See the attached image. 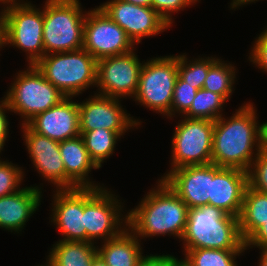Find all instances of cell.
<instances>
[{
    "mask_svg": "<svg viewBox=\"0 0 267 266\" xmlns=\"http://www.w3.org/2000/svg\"><path fill=\"white\" fill-rule=\"evenodd\" d=\"M253 106L245 103L230 118L222 116L214 121L212 164L250 170L253 160L267 145V122L259 124Z\"/></svg>",
    "mask_w": 267,
    "mask_h": 266,
    "instance_id": "1",
    "label": "cell"
},
{
    "mask_svg": "<svg viewBox=\"0 0 267 266\" xmlns=\"http://www.w3.org/2000/svg\"><path fill=\"white\" fill-rule=\"evenodd\" d=\"M158 180L157 188L150 189L135 209L127 211V226L140 239L167 234L181 240L187 223V204L163 179Z\"/></svg>",
    "mask_w": 267,
    "mask_h": 266,
    "instance_id": "2",
    "label": "cell"
},
{
    "mask_svg": "<svg viewBox=\"0 0 267 266\" xmlns=\"http://www.w3.org/2000/svg\"><path fill=\"white\" fill-rule=\"evenodd\" d=\"M181 241L184 253L189 249L203 248L247 250L241 237L239 219L209 205L188 209Z\"/></svg>",
    "mask_w": 267,
    "mask_h": 266,
    "instance_id": "3",
    "label": "cell"
},
{
    "mask_svg": "<svg viewBox=\"0 0 267 266\" xmlns=\"http://www.w3.org/2000/svg\"><path fill=\"white\" fill-rule=\"evenodd\" d=\"M35 65L66 97L97 84V60L84 48L44 55Z\"/></svg>",
    "mask_w": 267,
    "mask_h": 266,
    "instance_id": "4",
    "label": "cell"
},
{
    "mask_svg": "<svg viewBox=\"0 0 267 266\" xmlns=\"http://www.w3.org/2000/svg\"><path fill=\"white\" fill-rule=\"evenodd\" d=\"M80 0H46L43 9L45 55L83 48L86 11ZM84 13V14H83Z\"/></svg>",
    "mask_w": 267,
    "mask_h": 266,
    "instance_id": "5",
    "label": "cell"
},
{
    "mask_svg": "<svg viewBox=\"0 0 267 266\" xmlns=\"http://www.w3.org/2000/svg\"><path fill=\"white\" fill-rule=\"evenodd\" d=\"M10 112L21 115L22 124L34 116L59 104L66 96L45 79L35 64L19 71L9 90L5 92Z\"/></svg>",
    "mask_w": 267,
    "mask_h": 266,
    "instance_id": "6",
    "label": "cell"
},
{
    "mask_svg": "<svg viewBox=\"0 0 267 266\" xmlns=\"http://www.w3.org/2000/svg\"><path fill=\"white\" fill-rule=\"evenodd\" d=\"M18 1V2H17ZM6 0L3 4L5 16V45L26 52L28 65L36 64L44 55L43 10L30 2Z\"/></svg>",
    "mask_w": 267,
    "mask_h": 266,
    "instance_id": "7",
    "label": "cell"
},
{
    "mask_svg": "<svg viewBox=\"0 0 267 266\" xmlns=\"http://www.w3.org/2000/svg\"><path fill=\"white\" fill-rule=\"evenodd\" d=\"M178 77V55L151 58L143 63L134 101L170 118L173 91Z\"/></svg>",
    "mask_w": 267,
    "mask_h": 266,
    "instance_id": "8",
    "label": "cell"
},
{
    "mask_svg": "<svg viewBox=\"0 0 267 266\" xmlns=\"http://www.w3.org/2000/svg\"><path fill=\"white\" fill-rule=\"evenodd\" d=\"M115 196L106 187L84 188L86 242L97 243L95 239L105 242L119 236L128 228L127 213H121L124 212L123 204Z\"/></svg>",
    "mask_w": 267,
    "mask_h": 266,
    "instance_id": "9",
    "label": "cell"
},
{
    "mask_svg": "<svg viewBox=\"0 0 267 266\" xmlns=\"http://www.w3.org/2000/svg\"><path fill=\"white\" fill-rule=\"evenodd\" d=\"M171 141L170 171L184 166L212 163L214 121L183 117Z\"/></svg>",
    "mask_w": 267,
    "mask_h": 266,
    "instance_id": "10",
    "label": "cell"
},
{
    "mask_svg": "<svg viewBox=\"0 0 267 266\" xmlns=\"http://www.w3.org/2000/svg\"><path fill=\"white\" fill-rule=\"evenodd\" d=\"M134 46L126 32L100 7L86 13L83 48L96 60L129 53Z\"/></svg>",
    "mask_w": 267,
    "mask_h": 266,
    "instance_id": "11",
    "label": "cell"
},
{
    "mask_svg": "<svg viewBox=\"0 0 267 266\" xmlns=\"http://www.w3.org/2000/svg\"><path fill=\"white\" fill-rule=\"evenodd\" d=\"M135 53L133 50L97 60V94L119 99L136 95L143 62Z\"/></svg>",
    "mask_w": 267,
    "mask_h": 266,
    "instance_id": "12",
    "label": "cell"
},
{
    "mask_svg": "<svg viewBox=\"0 0 267 266\" xmlns=\"http://www.w3.org/2000/svg\"><path fill=\"white\" fill-rule=\"evenodd\" d=\"M80 131L108 129L123 136L128 130L140 126L141 121L131 117L122 108L119 98L95 93L78 103Z\"/></svg>",
    "mask_w": 267,
    "mask_h": 266,
    "instance_id": "13",
    "label": "cell"
},
{
    "mask_svg": "<svg viewBox=\"0 0 267 266\" xmlns=\"http://www.w3.org/2000/svg\"><path fill=\"white\" fill-rule=\"evenodd\" d=\"M99 7L126 32L134 44L170 28L152 7L138 6L123 0H110Z\"/></svg>",
    "mask_w": 267,
    "mask_h": 266,
    "instance_id": "14",
    "label": "cell"
},
{
    "mask_svg": "<svg viewBox=\"0 0 267 266\" xmlns=\"http://www.w3.org/2000/svg\"><path fill=\"white\" fill-rule=\"evenodd\" d=\"M215 164L184 166L164 173L163 179L187 204L188 209L206 206L211 197V179L221 169Z\"/></svg>",
    "mask_w": 267,
    "mask_h": 266,
    "instance_id": "15",
    "label": "cell"
},
{
    "mask_svg": "<svg viewBox=\"0 0 267 266\" xmlns=\"http://www.w3.org/2000/svg\"><path fill=\"white\" fill-rule=\"evenodd\" d=\"M53 198L49 218L64 237L61 240L86 242L84 188L56 189Z\"/></svg>",
    "mask_w": 267,
    "mask_h": 266,
    "instance_id": "16",
    "label": "cell"
},
{
    "mask_svg": "<svg viewBox=\"0 0 267 266\" xmlns=\"http://www.w3.org/2000/svg\"><path fill=\"white\" fill-rule=\"evenodd\" d=\"M22 129L26 149L37 172L56 189H65V167L59 142L32 131L26 124H22Z\"/></svg>",
    "mask_w": 267,
    "mask_h": 266,
    "instance_id": "17",
    "label": "cell"
},
{
    "mask_svg": "<svg viewBox=\"0 0 267 266\" xmlns=\"http://www.w3.org/2000/svg\"><path fill=\"white\" fill-rule=\"evenodd\" d=\"M26 125L34 132L61 142L80 136L78 102L72 97L34 116Z\"/></svg>",
    "mask_w": 267,
    "mask_h": 266,
    "instance_id": "18",
    "label": "cell"
},
{
    "mask_svg": "<svg viewBox=\"0 0 267 266\" xmlns=\"http://www.w3.org/2000/svg\"><path fill=\"white\" fill-rule=\"evenodd\" d=\"M248 185L247 171L222 167L211 179V197L208 205L238 218Z\"/></svg>",
    "mask_w": 267,
    "mask_h": 266,
    "instance_id": "19",
    "label": "cell"
},
{
    "mask_svg": "<svg viewBox=\"0 0 267 266\" xmlns=\"http://www.w3.org/2000/svg\"><path fill=\"white\" fill-rule=\"evenodd\" d=\"M42 196L40 187L26 186L13 194L0 197V228L21 232L41 204Z\"/></svg>",
    "mask_w": 267,
    "mask_h": 266,
    "instance_id": "20",
    "label": "cell"
},
{
    "mask_svg": "<svg viewBox=\"0 0 267 266\" xmlns=\"http://www.w3.org/2000/svg\"><path fill=\"white\" fill-rule=\"evenodd\" d=\"M59 149L65 167V189L103 187L88 177L91 169L99 168L91 160L81 136L59 142Z\"/></svg>",
    "mask_w": 267,
    "mask_h": 266,
    "instance_id": "21",
    "label": "cell"
},
{
    "mask_svg": "<svg viewBox=\"0 0 267 266\" xmlns=\"http://www.w3.org/2000/svg\"><path fill=\"white\" fill-rule=\"evenodd\" d=\"M140 239L126 228L119 236L101 242L97 254L107 266H138L145 257L142 253Z\"/></svg>",
    "mask_w": 267,
    "mask_h": 266,
    "instance_id": "22",
    "label": "cell"
},
{
    "mask_svg": "<svg viewBox=\"0 0 267 266\" xmlns=\"http://www.w3.org/2000/svg\"><path fill=\"white\" fill-rule=\"evenodd\" d=\"M52 246L44 266H91L98 255L92 242L59 240Z\"/></svg>",
    "mask_w": 267,
    "mask_h": 266,
    "instance_id": "23",
    "label": "cell"
},
{
    "mask_svg": "<svg viewBox=\"0 0 267 266\" xmlns=\"http://www.w3.org/2000/svg\"><path fill=\"white\" fill-rule=\"evenodd\" d=\"M238 219L241 237L245 242L267 221V194L248 185Z\"/></svg>",
    "mask_w": 267,
    "mask_h": 266,
    "instance_id": "24",
    "label": "cell"
},
{
    "mask_svg": "<svg viewBox=\"0 0 267 266\" xmlns=\"http://www.w3.org/2000/svg\"><path fill=\"white\" fill-rule=\"evenodd\" d=\"M85 148L91 160L100 168L115 150L117 141L121 135L108 129L98 128L92 131H80Z\"/></svg>",
    "mask_w": 267,
    "mask_h": 266,
    "instance_id": "25",
    "label": "cell"
},
{
    "mask_svg": "<svg viewBox=\"0 0 267 266\" xmlns=\"http://www.w3.org/2000/svg\"><path fill=\"white\" fill-rule=\"evenodd\" d=\"M245 250H222V249H189L180 259L182 266H238L237 255H242Z\"/></svg>",
    "mask_w": 267,
    "mask_h": 266,
    "instance_id": "26",
    "label": "cell"
},
{
    "mask_svg": "<svg viewBox=\"0 0 267 266\" xmlns=\"http://www.w3.org/2000/svg\"><path fill=\"white\" fill-rule=\"evenodd\" d=\"M236 66L218 59L207 73L203 89L221 95L227 102L234 91Z\"/></svg>",
    "mask_w": 267,
    "mask_h": 266,
    "instance_id": "27",
    "label": "cell"
},
{
    "mask_svg": "<svg viewBox=\"0 0 267 266\" xmlns=\"http://www.w3.org/2000/svg\"><path fill=\"white\" fill-rule=\"evenodd\" d=\"M227 101L219 94L205 89H199L189 111L183 116L188 118L216 121L224 116L223 106Z\"/></svg>",
    "mask_w": 267,
    "mask_h": 266,
    "instance_id": "28",
    "label": "cell"
},
{
    "mask_svg": "<svg viewBox=\"0 0 267 266\" xmlns=\"http://www.w3.org/2000/svg\"><path fill=\"white\" fill-rule=\"evenodd\" d=\"M187 60L189 59L185 54L178 55V76L194 88L198 90L202 89L209 68L218 60V58L199 57L198 59H191L192 61Z\"/></svg>",
    "mask_w": 267,
    "mask_h": 266,
    "instance_id": "29",
    "label": "cell"
},
{
    "mask_svg": "<svg viewBox=\"0 0 267 266\" xmlns=\"http://www.w3.org/2000/svg\"><path fill=\"white\" fill-rule=\"evenodd\" d=\"M24 173L22 167H18L7 160L0 159V197L13 194L20 190Z\"/></svg>",
    "mask_w": 267,
    "mask_h": 266,
    "instance_id": "30",
    "label": "cell"
},
{
    "mask_svg": "<svg viewBox=\"0 0 267 266\" xmlns=\"http://www.w3.org/2000/svg\"><path fill=\"white\" fill-rule=\"evenodd\" d=\"M198 89L184 82L179 76L173 91L172 104L170 109V118L178 113L184 116L190 109L193 99L196 96ZM173 115V116H172Z\"/></svg>",
    "mask_w": 267,
    "mask_h": 266,
    "instance_id": "31",
    "label": "cell"
},
{
    "mask_svg": "<svg viewBox=\"0 0 267 266\" xmlns=\"http://www.w3.org/2000/svg\"><path fill=\"white\" fill-rule=\"evenodd\" d=\"M248 184L251 188L267 194V145L253 160L248 171Z\"/></svg>",
    "mask_w": 267,
    "mask_h": 266,
    "instance_id": "32",
    "label": "cell"
},
{
    "mask_svg": "<svg viewBox=\"0 0 267 266\" xmlns=\"http://www.w3.org/2000/svg\"><path fill=\"white\" fill-rule=\"evenodd\" d=\"M198 0H152V8L168 23L174 22L172 13L183 10L191 4H195Z\"/></svg>",
    "mask_w": 267,
    "mask_h": 266,
    "instance_id": "33",
    "label": "cell"
},
{
    "mask_svg": "<svg viewBox=\"0 0 267 266\" xmlns=\"http://www.w3.org/2000/svg\"><path fill=\"white\" fill-rule=\"evenodd\" d=\"M249 54V61L267 73V28L256 38Z\"/></svg>",
    "mask_w": 267,
    "mask_h": 266,
    "instance_id": "34",
    "label": "cell"
},
{
    "mask_svg": "<svg viewBox=\"0 0 267 266\" xmlns=\"http://www.w3.org/2000/svg\"><path fill=\"white\" fill-rule=\"evenodd\" d=\"M138 266H182L181 260L170 254L147 255L140 261Z\"/></svg>",
    "mask_w": 267,
    "mask_h": 266,
    "instance_id": "35",
    "label": "cell"
},
{
    "mask_svg": "<svg viewBox=\"0 0 267 266\" xmlns=\"http://www.w3.org/2000/svg\"><path fill=\"white\" fill-rule=\"evenodd\" d=\"M264 249L267 248V221L261 225L246 241L245 247Z\"/></svg>",
    "mask_w": 267,
    "mask_h": 266,
    "instance_id": "36",
    "label": "cell"
},
{
    "mask_svg": "<svg viewBox=\"0 0 267 266\" xmlns=\"http://www.w3.org/2000/svg\"><path fill=\"white\" fill-rule=\"evenodd\" d=\"M2 101H0V144L4 147L5 141L8 138L9 135V121L7 118V110L10 111L8 103L6 99L2 98ZM6 111V112H5Z\"/></svg>",
    "mask_w": 267,
    "mask_h": 266,
    "instance_id": "37",
    "label": "cell"
},
{
    "mask_svg": "<svg viewBox=\"0 0 267 266\" xmlns=\"http://www.w3.org/2000/svg\"><path fill=\"white\" fill-rule=\"evenodd\" d=\"M5 47V16L3 9L0 12V48Z\"/></svg>",
    "mask_w": 267,
    "mask_h": 266,
    "instance_id": "38",
    "label": "cell"
},
{
    "mask_svg": "<svg viewBox=\"0 0 267 266\" xmlns=\"http://www.w3.org/2000/svg\"><path fill=\"white\" fill-rule=\"evenodd\" d=\"M255 1H259V0H232L231 4H230V9H234L235 8H238L239 6H242V5H246V4H249V3H252Z\"/></svg>",
    "mask_w": 267,
    "mask_h": 266,
    "instance_id": "39",
    "label": "cell"
},
{
    "mask_svg": "<svg viewBox=\"0 0 267 266\" xmlns=\"http://www.w3.org/2000/svg\"><path fill=\"white\" fill-rule=\"evenodd\" d=\"M138 6L152 7V0H123Z\"/></svg>",
    "mask_w": 267,
    "mask_h": 266,
    "instance_id": "40",
    "label": "cell"
},
{
    "mask_svg": "<svg viewBox=\"0 0 267 266\" xmlns=\"http://www.w3.org/2000/svg\"><path fill=\"white\" fill-rule=\"evenodd\" d=\"M259 266H267V248L261 249Z\"/></svg>",
    "mask_w": 267,
    "mask_h": 266,
    "instance_id": "41",
    "label": "cell"
},
{
    "mask_svg": "<svg viewBox=\"0 0 267 266\" xmlns=\"http://www.w3.org/2000/svg\"><path fill=\"white\" fill-rule=\"evenodd\" d=\"M91 266H107L106 263L103 261V259L97 255L93 261H92V264Z\"/></svg>",
    "mask_w": 267,
    "mask_h": 266,
    "instance_id": "42",
    "label": "cell"
},
{
    "mask_svg": "<svg viewBox=\"0 0 267 266\" xmlns=\"http://www.w3.org/2000/svg\"><path fill=\"white\" fill-rule=\"evenodd\" d=\"M1 151H3V146L0 144V153H1Z\"/></svg>",
    "mask_w": 267,
    "mask_h": 266,
    "instance_id": "43",
    "label": "cell"
},
{
    "mask_svg": "<svg viewBox=\"0 0 267 266\" xmlns=\"http://www.w3.org/2000/svg\"><path fill=\"white\" fill-rule=\"evenodd\" d=\"M6 0H0V3L1 4H4Z\"/></svg>",
    "mask_w": 267,
    "mask_h": 266,
    "instance_id": "44",
    "label": "cell"
}]
</instances>
